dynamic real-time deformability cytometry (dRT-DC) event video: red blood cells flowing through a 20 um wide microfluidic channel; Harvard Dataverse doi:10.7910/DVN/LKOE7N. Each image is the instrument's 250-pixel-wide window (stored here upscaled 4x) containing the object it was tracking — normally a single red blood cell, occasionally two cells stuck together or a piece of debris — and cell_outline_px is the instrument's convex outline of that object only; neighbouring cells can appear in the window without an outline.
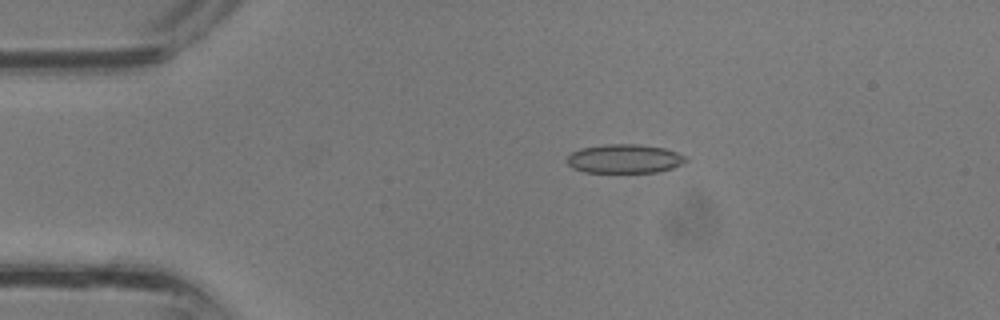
{"species": "common noctule bat (a hibernating species)", "species_latin": "Nyctalus noctula", "temperature_condition": "room temperature", "stored_images_in_passage": 29, "camera_frame_rate_fps": 3000, "um_per_image_px": 0.085, "animal": {"sex": "male", "body_mass_g": 13.3}, "frame": {"image": 1, "passage_image": 1, "time_ms": 0.0, "image_size_px": [1000, 320], "cell_outline_px": [[688, 160], [672, 168], [656, 172], [584, 172], [572, 168], [568, 164], [568, 156], [572, 152], [580, 148], [604, 144], [640, 144], [664, 148], [676, 152], [684, 156]], "centroid_in_image_um": [53.06, 13.48], "position_along_channel_um": 31.9, "area_um2": 19.94}}
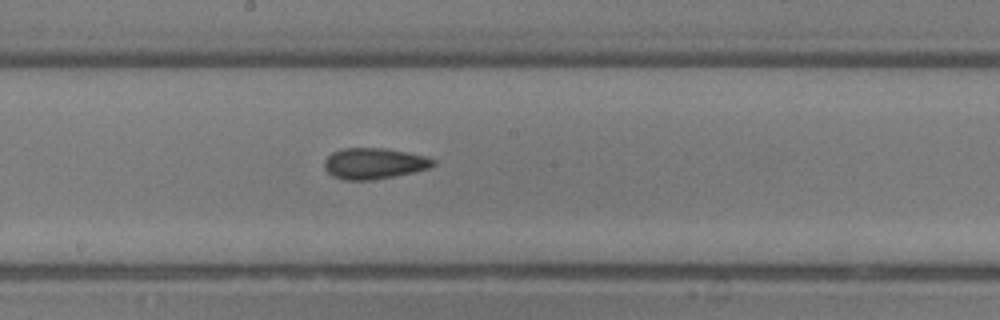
{"frame": {"image": 2, "passage_image": 13, "time_ms": 4.0, "image_size_px": [1000, 320], "cell_outline_px": [[436, 164], [428, 168], [412, 172], [372, 180], [344, 180], [332, 176], [324, 168], [324, 160], [332, 152], [340, 148], [384, 148], [424, 156], [436, 160]], "centroid_in_image_um": [31.74, 13.89], "position_along_channel_um": 216.5, "area_um2": 19.54}}
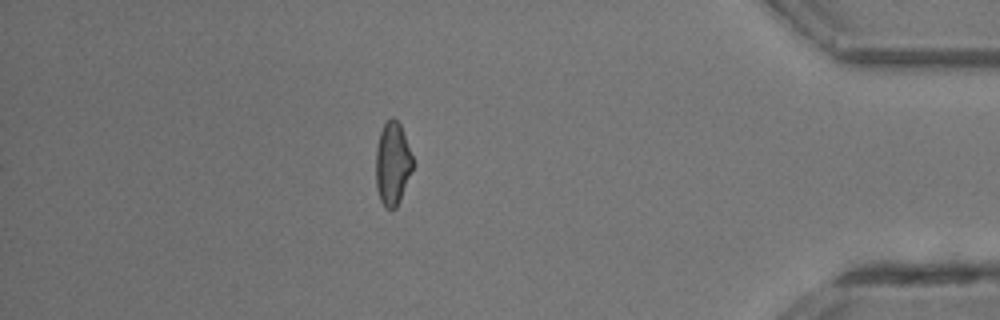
{"frame": {"image": 3, "passage_image": 25, "time_ms": 8.0, "image_size_px": [1000, 320], "cell_outline_px": [[416, 164], [396, 208], [384, 208], [380, 200], [376, 188], [376, 148], [380, 132], [384, 124], [392, 116], [400, 124]], "centroid_in_image_um": [33.38, 13.92], "position_along_channel_um": 401.8, "area_um2": 18.15}}